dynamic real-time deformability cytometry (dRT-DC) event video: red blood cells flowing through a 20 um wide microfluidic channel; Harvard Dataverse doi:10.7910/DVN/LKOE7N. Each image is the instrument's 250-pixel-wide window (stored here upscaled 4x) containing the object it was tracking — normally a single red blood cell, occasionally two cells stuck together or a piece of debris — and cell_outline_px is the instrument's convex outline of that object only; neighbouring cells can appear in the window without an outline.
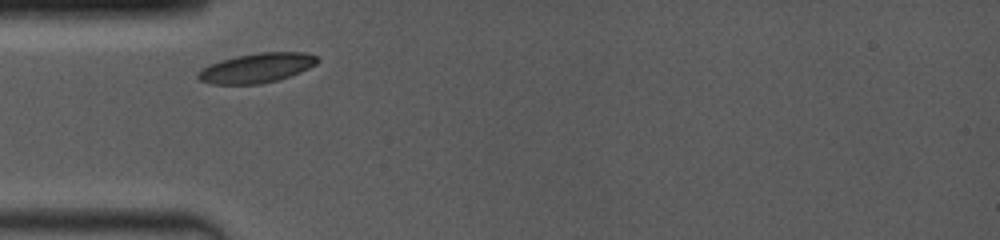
{"species": "common noctule bat (a hibernating species)", "species_latin": "Nyctalus noctula", "temperature_condition": "room temperature", "stored_images_in_passage": 20, "camera_frame_rate_fps": 4000, "um_per_image_px": 0.085, "animal": {"sex": "female", "body_mass_g": 19.0, "forearm_length_mm": 53.3}, "frame": {"image": 1, "passage_image": 1, "time_ms": 0.0, "image_size_px": [1000, 240], "cell_outline_px": [[320, 60], [316, 64], [300, 72], [276, 80], [260, 84], [212, 84], [200, 80], [196, 76], [196, 72], [208, 64], [220, 60], [236, 56], [260, 52], [304, 52], [316, 56]], "centroid_in_image_um": [21.78, 5.77], "position_along_channel_um": 63.2, "area_um2": 20.58}}
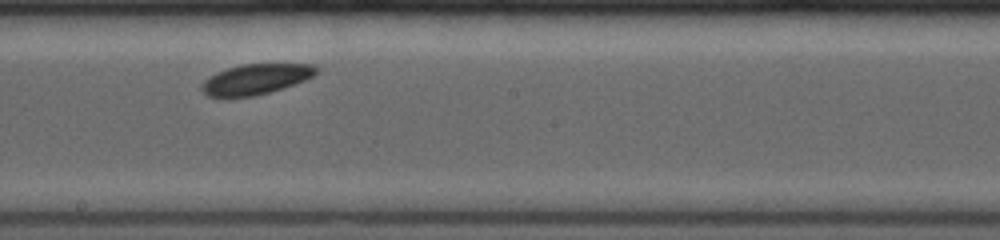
{"frame": {"image": 2, "passage_image": 9, "time_ms": 4.25, "image_size_px": [1000, 240], "cell_outline_px": [[320, 68], [312, 76], [304, 80], [268, 92], [252, 96], [208, 96], [200, 88], [204, 80], [208, 76], [216, 72], [240, 64], [312, 64]], "centroid_in_image_um": [21.71, 6.71], "position_along_channel_um": 226.5, "area_um2": 19.88}}
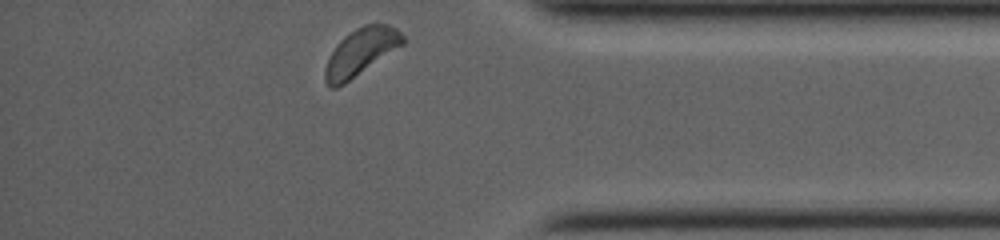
{"frame": {"image": 3, "passage_image": 20, "time_ms": 9.0, "image_size_px": [1000, 240], "cell_outline_px": [[404, 44], [344, 84], [336, 88], [332, 88], [324, 80], [324, 68], [336, 44], [344, 36], [356, 28], [364, 24], [376, 20], [388, 24], [396, 28], [404, 36]], "centroid_in_image_um": [30.68, 4.37], "position_along_channel_um": 404.5, "area_um2": 21.5}}